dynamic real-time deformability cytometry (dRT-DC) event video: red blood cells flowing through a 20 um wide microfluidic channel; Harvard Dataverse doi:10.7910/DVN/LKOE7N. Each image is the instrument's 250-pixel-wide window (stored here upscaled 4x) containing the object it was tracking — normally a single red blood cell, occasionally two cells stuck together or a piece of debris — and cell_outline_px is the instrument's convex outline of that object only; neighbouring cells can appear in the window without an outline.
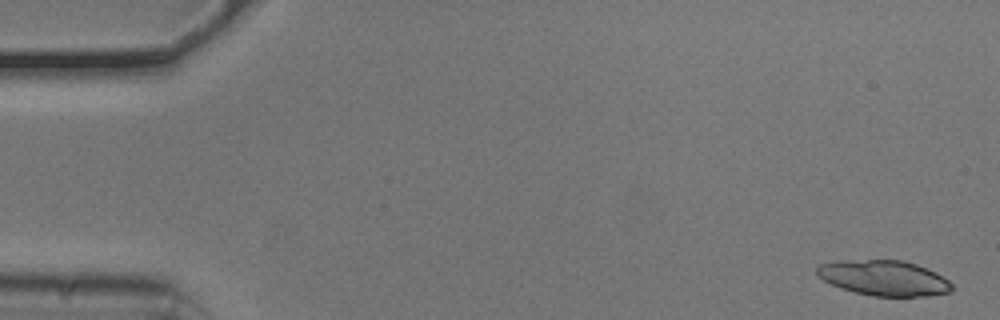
{"species": "common noctule bat (a hibernating species)", "species_latin": "Nyctalus noctula", "temperature_condition": "cold", "stored_images_in_passage": 13, "camera_frame_rate_fps": 3000, "um_per_image_px": 0.085, "animal": {"sex": "male", "body_mass_g": 20.5, "forearm_length_mm": 52.5}, "frame": {"image": 1, "passage_image": 2, "time_ms": 0.333, "image_size_px": [1000, 320], "cell_outline_px": [[952, 292], [928, 296], [872, 296], [840, 288], [824, 280], [816, 272], [816, 268], [820, 264], [840, 260], [904, 260], [916, 264], [936, 272], [948, 280], [952, 284]], "centroid_in_image_um": [75.16, 23.63], "position_along_channel_um": 9.8, "area_um2": 27.74}}